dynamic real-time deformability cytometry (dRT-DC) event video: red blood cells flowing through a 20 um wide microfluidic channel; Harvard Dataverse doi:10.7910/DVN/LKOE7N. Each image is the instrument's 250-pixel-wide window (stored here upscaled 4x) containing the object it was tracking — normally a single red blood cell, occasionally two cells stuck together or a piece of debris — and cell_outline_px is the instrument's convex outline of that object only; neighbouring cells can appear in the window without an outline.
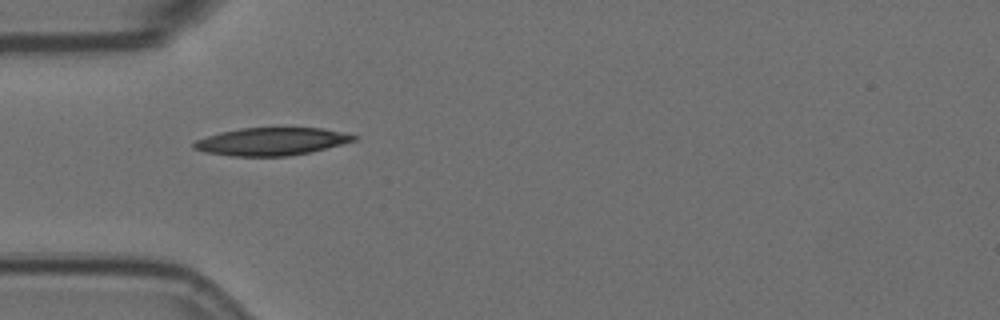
{"species": "Egyptian fruit bat (a non-hibernating species)", "species_latin": "Rousettus aegyptiacus", "temperature_condition": "room temperature", "stored_images_in_passage": 1, "camera_frame_rate_fps": 3000, "um_per_image_px": 0.085, "animal": {"sex": "female"}, "frame": {"image": 1, "passage_image": 1, "time_ms": 0.0, "image_size_px": [1000, 320], "cell_outline_px": [[360, 136], [356, 140], [308, 152], [288, 156], [232, 156], [204, 152], [192, 148], [192, 144], [196, 140], [220, 132], [240, 128], [324, 128]], "centroid_in_image_um": [23.05, 12.02], "position_along_channel_um": 62.0, "area_um2": 25.66}}